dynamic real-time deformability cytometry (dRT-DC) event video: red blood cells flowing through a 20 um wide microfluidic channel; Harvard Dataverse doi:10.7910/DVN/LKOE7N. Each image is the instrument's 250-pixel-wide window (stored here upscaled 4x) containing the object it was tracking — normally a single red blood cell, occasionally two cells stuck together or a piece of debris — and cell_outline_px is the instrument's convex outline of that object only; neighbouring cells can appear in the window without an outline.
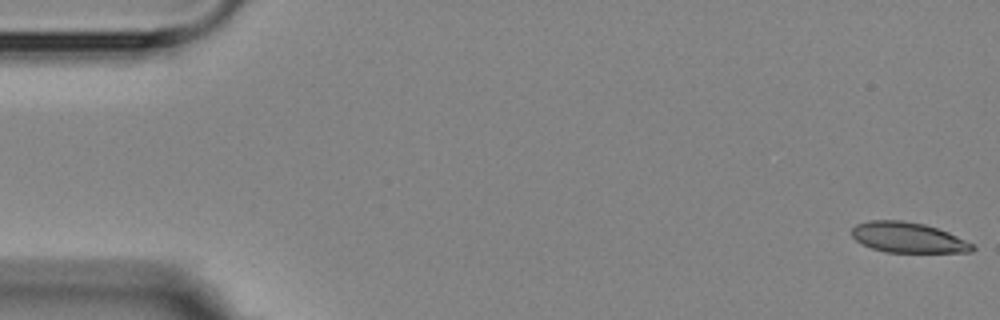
{"species": "Egyptian fruit bat (a non-hibernating species)", "species_latin": "Rousettus aegyptiacus", "temperature_condition": "room temperature", "stored_images_in_passage": 4, "camera_frame_rate_fps": 3000, "um_per_image_px": 0.085, "animal": {"sex": "female"}, "frame": {"image": 1, "passage_image": 1, "time_ms": 0.0, "image_size_px": [1000, 320], "cell_outline_px": [[976, 248], [972, 252], [884, 252], [872, 248], [856, 240], [852, 236], [852, 228], [856, 224], [868, 220], [904, 220], [924, 224], [948, 232], [972, 244]], "centroid_in_image_um": [77.16, 20.18], "position_along_channel_um": 7.8, "area_um2": 21.21}}